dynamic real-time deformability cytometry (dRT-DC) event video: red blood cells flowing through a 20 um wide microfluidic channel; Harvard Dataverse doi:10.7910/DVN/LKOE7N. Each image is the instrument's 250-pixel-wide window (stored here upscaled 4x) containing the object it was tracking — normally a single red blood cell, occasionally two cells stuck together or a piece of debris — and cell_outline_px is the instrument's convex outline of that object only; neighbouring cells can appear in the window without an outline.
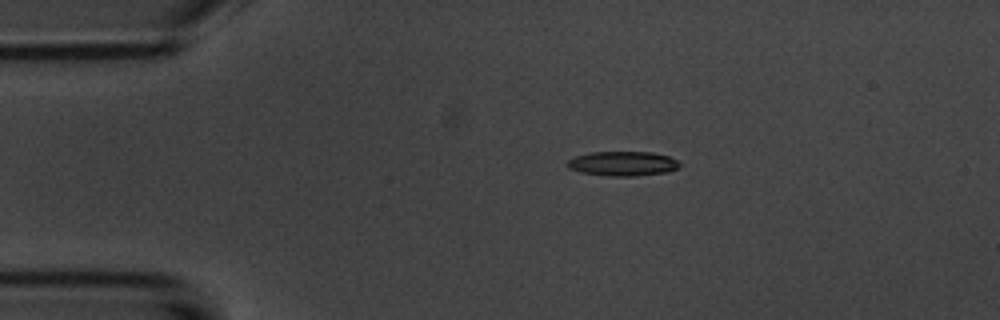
{"species": "common noctule bat (a hibernating species)", "species_latin": "Nyctalus noctula", "temperature_condition": "room temperature", "stored_images_in_passage": 9, "camera_frame_rate_fps": 3000, "um_per_image_px": 0.085, "animal": {"sex": "male", "body_mass_g": 20.1, "forearm_length_mm": 53.5}, "frame": {"image": 1, "passage_image": 2, "time_ms": 1.333, "image_size_px": [1000, 320], "cell_outline_px": [[680, 168], [668, 172], [636, 176], [612, 176], [580, 172], [568, 168], [564, 164], [572, 156], [592, 152], [652, 152], [668, 156], [676, 160], [680, 164]], "centroid_in_image_um": [52.91, 13.9], "position_along_channel_um": 32.1, "area_um2": 16.24}}
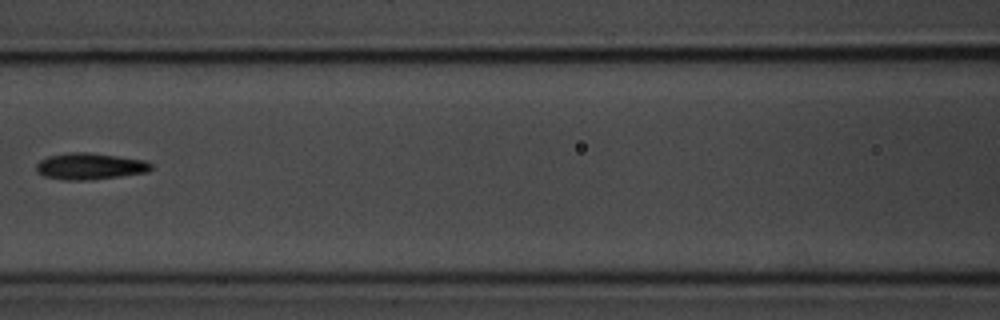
{"frame": {"image": 2, "passage_image": 6, "time_ms": 6.0, "image_size_px": [1000, 320], "cell_outline_px": [[152, 168], [148, 172], [120, 176], [84, 180], [64, 180], [44, 176], [36, 172], [36, 164], [40, 160], [48, 156], [68, 152], [88, 152], [144, 160], [152, 164]], "centroid_in_image_um": [7.61, 14.13], "position_along_channel_um": 159.0, "area_um2": 17.69}}
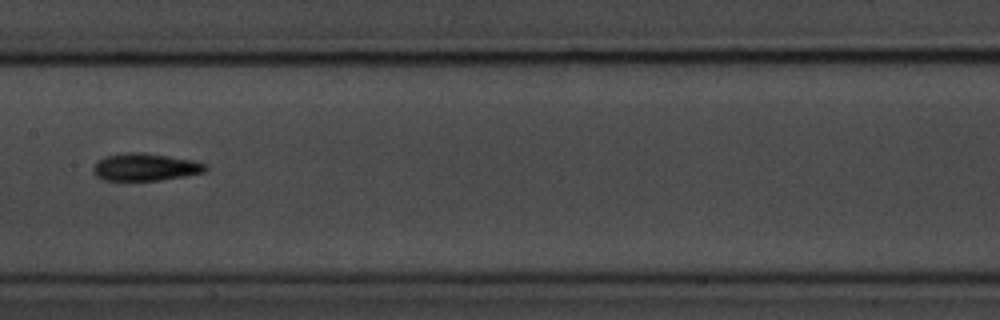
{"frame": {"image": 3, "passage_image": 7, "time_ms": 7.0, "image_size_px": [1000, 320], "cell_outline_px": [[208, 168], [204, 172], [184, 176], [160, 180], [104, 180], [96, 176], [92, 172], [92, 168], [104, 156], [128, 152], [144, 152], [192, 160], [208, 164]], "centroid_in_image_um": [12.35, 14.2], "position_along_channel_um": 195.0, "area_um2": 17.92}}